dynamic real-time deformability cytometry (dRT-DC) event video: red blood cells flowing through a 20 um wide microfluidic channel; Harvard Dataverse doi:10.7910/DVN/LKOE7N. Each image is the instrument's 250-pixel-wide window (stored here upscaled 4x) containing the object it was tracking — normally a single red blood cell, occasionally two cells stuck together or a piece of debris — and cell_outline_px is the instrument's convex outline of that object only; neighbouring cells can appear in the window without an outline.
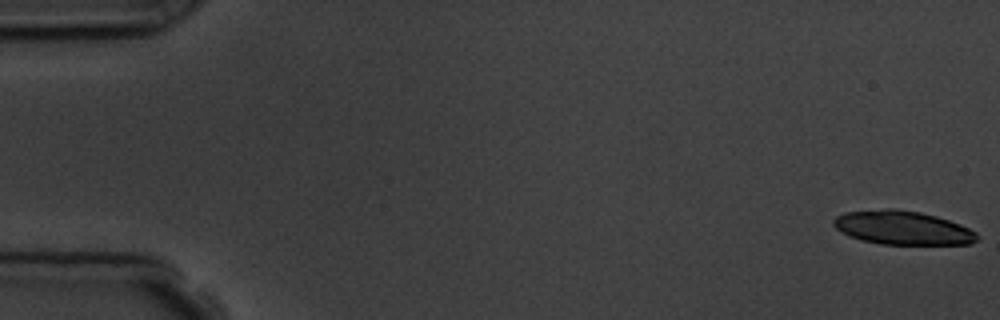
{"species": "common noctule bat (a hibernating species)", "species_latin": "Nyctalus noctula", "temperature_condition": "room temperature", "stored_images_in_passage": 5, "segment_of_instrument_passage": [1, 2], "camera_frame_rate_fps": 3000, "um_per_image_px": 0.085, "animal": {"sex": "male", "body_mass_g": 19.5, "forearm_length_mm": 54.6}, "frame": {"image": 1, "passage_image": 1, "time_ms": 0.0, "image_size_px": [1000, 320], "cell_outline_px": [[976, 240], [972, 244], [880, 244], [860, 240], [848, 236], [840, 232], [832, 224], [832, 220], [836, 216], [844, 212], [884, 208], [896, 208], [920, 212], [936, 216], [960, 224], [976, 232]], "centroid_in_image_um": [76.65, 19.35], "position_along_channel_um": 8.3, "area_um2": 28.44}}